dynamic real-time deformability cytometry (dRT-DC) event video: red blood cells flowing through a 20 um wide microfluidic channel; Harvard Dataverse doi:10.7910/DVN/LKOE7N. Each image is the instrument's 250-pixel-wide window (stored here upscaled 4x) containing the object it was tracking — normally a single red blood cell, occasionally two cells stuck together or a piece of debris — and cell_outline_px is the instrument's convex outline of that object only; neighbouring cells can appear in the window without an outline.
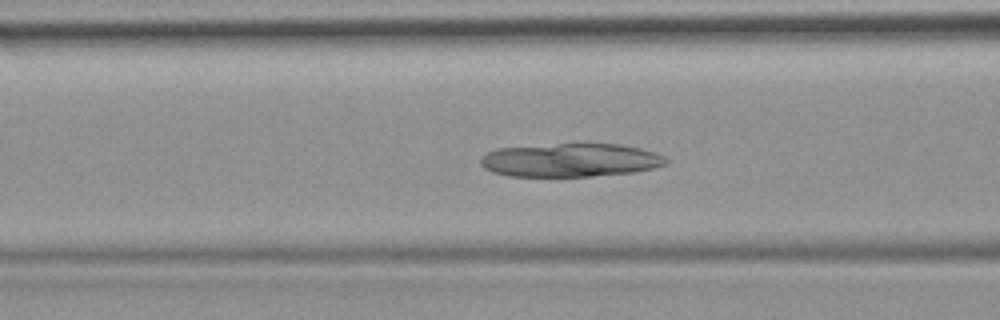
{"species": "common noctule bat (a hibernating species)", "species_latin": "Nyctalus noctula", "temperature_condition": "room temperature", "stored_images_in_passage": 52, "camera_frame_rate_fps": 3000, "um_per_image_px": 0.085, "animal": {"sex": "female", "body_mass_g": 19.9}, "frame": {"image": 1, "passage_image": 21, "time_ms": 6.667, "image_size_px": [1000, 320], "cell_outline_px": [[668, 164], [652, 168], [632, 172], [592, 176], [508, 176], [492, 172], [484, 168], [480, 164], [480, 156], [496, 148], [560, 144], [620, 144], [640, 148], [656, 152], [664, 156], [668, 160]], "centroid_in_image_um": [48.47, 13.61], "position_along_channel_um": 118.1, "area_um2": 36.18}}
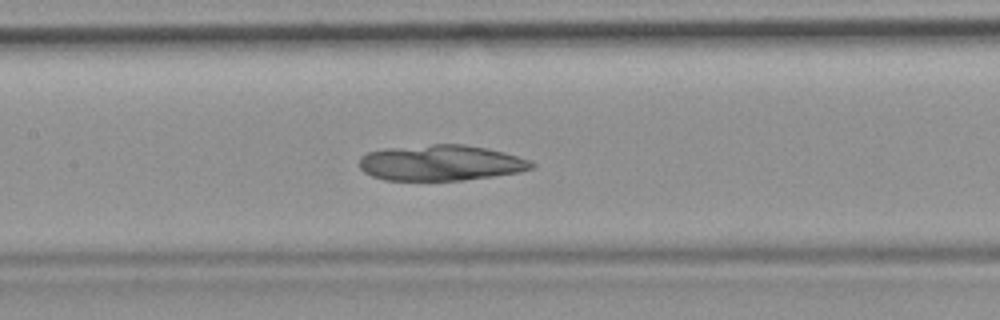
{"frame": {"image": 2, "passage_image": 25, "time_ms": 8.0, "image_size_px": [1000, 320], "cell_outline_px": [[536, 164], [532, 168], [520, 172], [464, 180], [384, 180], [372, 176], [364, 172], [360, 168], [360, 156], [368, 152], [384, 148], [432, 144], [464, 144], [488, 148], [504, 152], [532, 160]], "centroid_in_image_um": [37.48, 13.83], "position_along_channel_um": 169.9, "area_um2": 36.13}}